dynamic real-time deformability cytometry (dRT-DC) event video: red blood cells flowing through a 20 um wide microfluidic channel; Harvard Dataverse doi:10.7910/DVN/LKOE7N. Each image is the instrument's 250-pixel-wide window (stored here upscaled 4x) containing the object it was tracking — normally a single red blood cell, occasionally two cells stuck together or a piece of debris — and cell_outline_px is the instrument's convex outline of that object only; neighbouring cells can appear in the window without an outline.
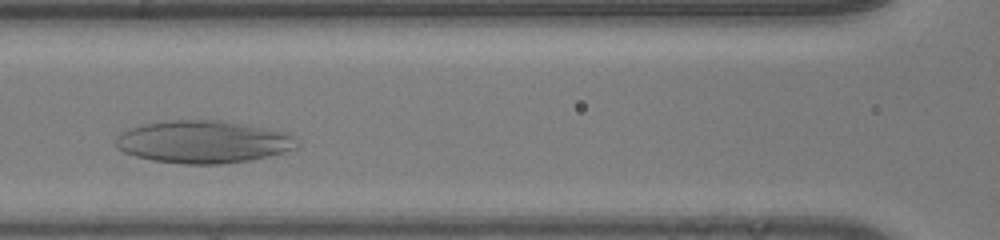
{"species": "human", "species_latin": "Homo sapiens", "temperature_condition": "room temperature", "stored_images_in_passage": 31, "camera_frame_rate_fps": 3000, "um_per_image_px": 0.085, "donor": {"sex": "male"}, "frame": {"image": 1, "passage_image": 11, "time_ms": 3.333, "image_size_px": [1000, 240], "cell_outline_px": [[296, 140], [292, 148], [268, 156], [248, 160], [220, 164], [184, 164], [152, 160], [136, 156], [124, 152], [116, 148], [116, 136], [120, 132], [128, 128], [144, 124], [168, 120], [220, 120], [244, 124], [288, 132], [296, 136]], "centroid_in_image_um": [17.21, 12.04], "position_along_channel_um": 149.4, "area_um2": 44.74}}
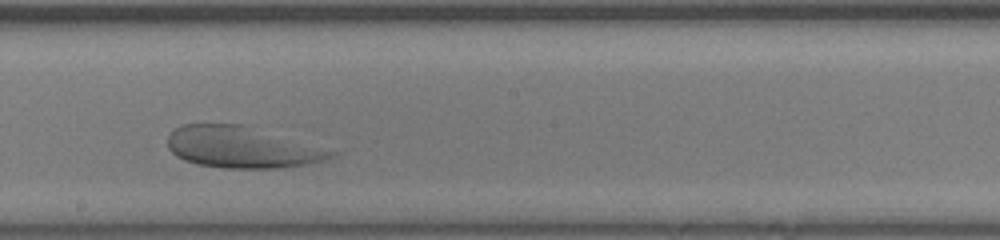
{"frame": {"image": 2, "passage_image": 17, "time_ms": 5.333, "image_size_px": [1000, 240], "cell_outline_px": [[340, 152], [336, 156], [324, 160], [304, 164], [276, 168], [224, 168], [196, 164], [184, 160], [176, 156], [168, 148], [168, 136], [176, 128], [184, 124], [244, 124]], "centroid_in_image_um": [20.57, 12.51], "position_along_channel_um": 227.6, "area_um2": 39.42}}
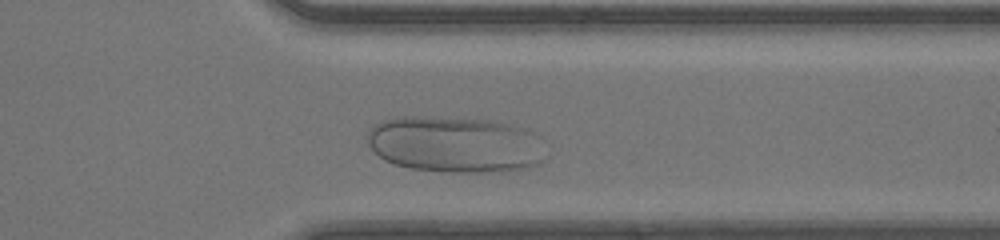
{"frame": {"image": 3, "passage_image": 28, "time_ms": 9.0, "image_size_px": [1000, 240], "cell_outline_px": [[540, 160], [536, 164], [524, 168], [504, 172], [452, 172], [408, 168], [384, 160], [368, 144], [364, 136], [368, 128], [380, 120], [404, 116], [416, 116], [488, 120], [524, 128], [532, 132]], "centroid_in_image_um": [38.49, 12.27], "position_along_channel_um": 372.9, "area_um2": 57.68}}